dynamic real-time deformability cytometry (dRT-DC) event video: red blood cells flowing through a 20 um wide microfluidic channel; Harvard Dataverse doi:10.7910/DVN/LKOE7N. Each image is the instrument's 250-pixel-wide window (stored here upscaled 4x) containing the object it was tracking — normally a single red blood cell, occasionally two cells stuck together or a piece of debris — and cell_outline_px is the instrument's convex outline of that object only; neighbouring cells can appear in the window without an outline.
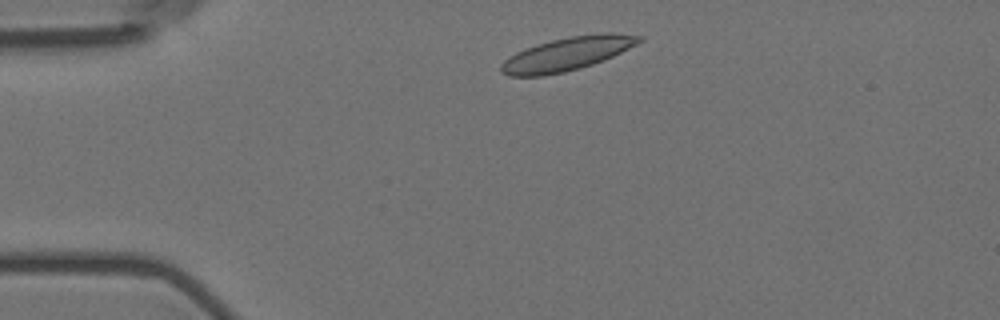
{"species": "Egyptian fruit bat (a non-hibernating species)", "species_latin": "Rousettus aegyptiacus", "temperature_condition": "room temperature", "stored_images_in_passage": 46, "camera_frame_rate_fps": 3000, "um_per_image_px": 0.085, "animal": {"sex": "female"}, "frame": {"image": 1, "passage_image": 1, "time_ms": 0.0, "image_size_px": [1000, 320], "cell_outline_px": [[644, 40], [612, 56], [592, 64], [580, 68], [564, 72], [544, 76], [508, 76], [500, 72], [500, 64], [508, 56], [516, 52], [536, 44], [552, 40], [572, 36], [604, 32], [612, 32], [644, 36]], "centroid_in_image_um": [48.18, 4.58], "position_along_channel_um": 36.8, "area_um2": 26.88}}
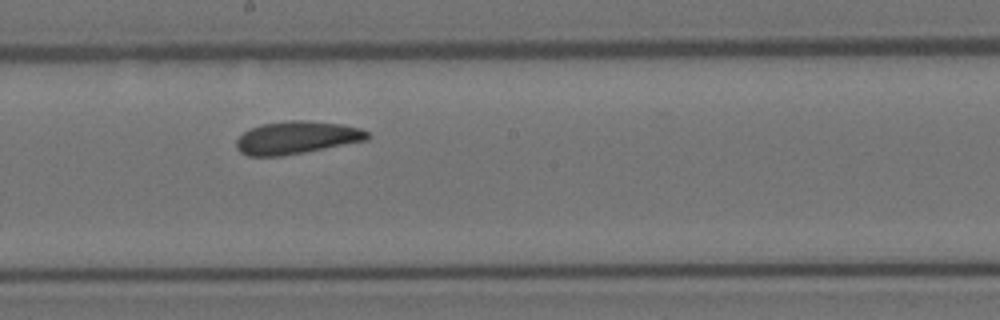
{"frame": {"image": 2, "passage_image": 20, "time_ms": 6.333, "image_size_px": [1000, 320], "cell_outline_px": [[372, 136], [368, 140], [304, 152], [280, 156], [248, 156], [240, 152], [236, 148], [236, 140], [244, 132], [260, 124], [292, 120], [304, 120], [344, 124], [360, 128], [368, 132]], "centroid_in_image_um": [25.24, 11.69], "position_along_channel_um": 223.0, "area_um2": 25.03}}
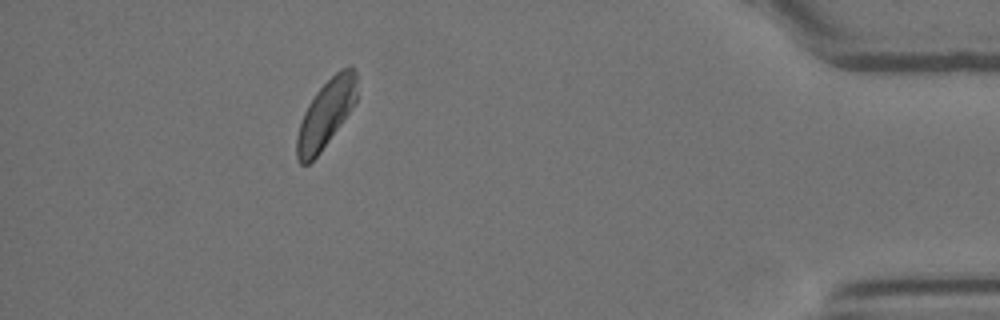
{"frame": {"image": 3, "passage_image": 40, "time_ms": 13.0, "image_size_px": [1000, 320], "cell_outline_px": [[356, 100], [340, 124], [320, 152], [308, 164], [300, 164], [296, 156], [296, 136], [304, 112], [308, 104], [316, 92], [340, 68], [352, 64], [356, 72]], "centroid_in_image_um": [27.68, 9.65], "position_along_channel_um": 407.5, "area_um2": 23.18}, "authors_computed_cell_mechanics": {"area_um2": 24.5939, "velocity_mm_per_s": 3.5497, "shape_relaxation_time_tau1_ms": 7.5391, "shape_relaxation_time_tau2_ms": 1.699, "deformation_change_tau1": 0.1154, "deformation_change_tau2": 0.077}}